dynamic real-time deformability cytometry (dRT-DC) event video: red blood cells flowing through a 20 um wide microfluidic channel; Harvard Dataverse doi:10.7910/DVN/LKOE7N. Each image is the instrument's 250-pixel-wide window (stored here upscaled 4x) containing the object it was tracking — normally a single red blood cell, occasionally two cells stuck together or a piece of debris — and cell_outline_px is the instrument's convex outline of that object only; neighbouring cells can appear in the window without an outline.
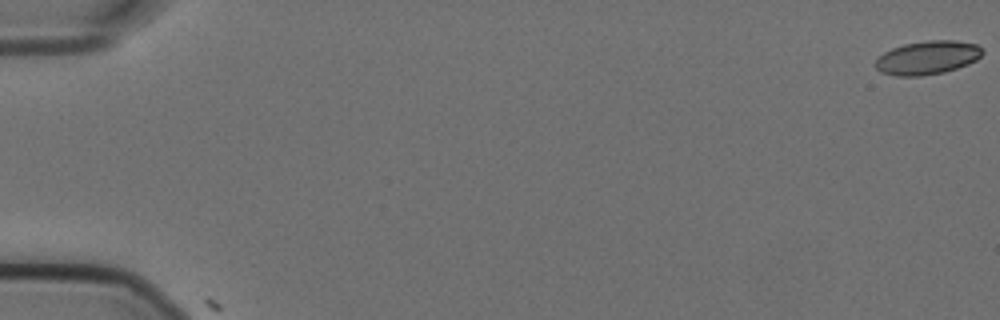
{"species": "Egyptian fruit bat (a non-hibernating species)", "species_latin": "Rousettus aegyptiacus", "temperature_condition": "cold", "stored_images_in_passage": 2, "camera_frame_rate_fps": 3000, "um_per_image_px": 0.085, "animal": {"sex": "female"}, "frame": {"image": 1, "passage_image": 1, "time_ms": 0.0, "image_size_px": [1000, 320], "cell_outline_px": [[984, 52], [976, 60], [968, 64], [944, 72], [920, 76], [896, 76], [880, 72], [876, 68], [876, 60], [884, 52], [892, 48], [904, 44], [928, 40], [956, 40], [976, 44]], "centroid_in_image_um": [78.83, 4.9], "position_along_channel_um": 6.2, "area_um2": 20.87}}